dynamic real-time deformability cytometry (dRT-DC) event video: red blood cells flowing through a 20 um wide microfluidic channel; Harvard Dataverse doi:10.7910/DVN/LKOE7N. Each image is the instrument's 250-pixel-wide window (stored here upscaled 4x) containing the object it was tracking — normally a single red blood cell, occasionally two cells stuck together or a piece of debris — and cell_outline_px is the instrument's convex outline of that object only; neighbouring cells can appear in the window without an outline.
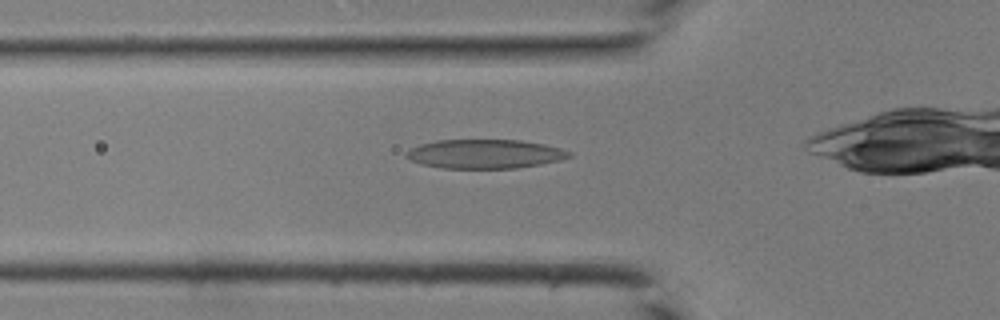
{"species": "common noctule bat (a hibernating species)", "species_latin": "Nyctalus noctula", "temperature_condition": "room temperature", "stored_images_in_passage": 30, "camera_frame_rate_fps": 3000, "um_per_image_px": 0.085, "animal": {"sex": "male", "body_mass_g": 19.0, "forearm_length_mm": 50.8}, "frame": {"image": 1, "passage_image": 8, "time_ms": 2.333, "image_size_px": [1000, 320], "cell_outline_px": [[572, 156], [560, 160], [540, 164], [516, 168], [440, 168], [420, 164], [404, 156], [404, 152], [408, 148], [420, 144], [436, 140], [520, 140], [544, 144], [560, 148], [572, 152]], "centroid_in_image_um": [41.17, 13.08], "position_along_channel_um": 84.6, "area_um2": 27.74}}
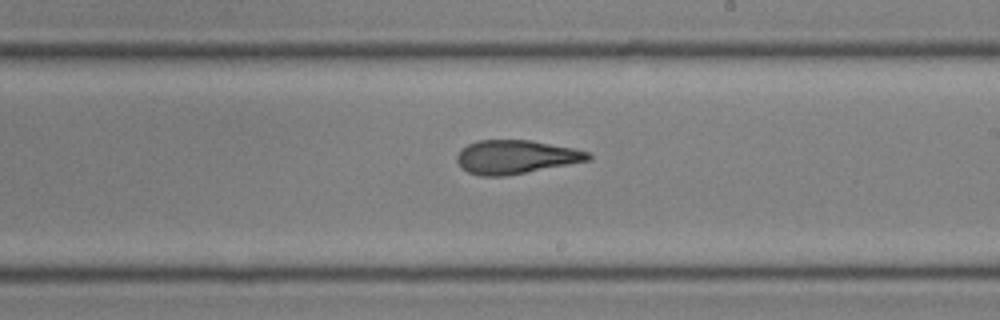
{"frame": {"image": 2, "passage_image": 18, "time_ms": 5.667, "image_size_px": [1000, 320], "cell_outline_px": [[592, 160], [504, 176], [480, 176], [468, 172], [460, 168], [456, 160], [456, 156], [460, 148], [476, 140], [532, 140], [572, 148], [588, 152], [592, 156]], "centroid_in_image_um": [43.8, 13.34], "position_along_channel_um": 245.2, "area_um2": 25.89}}
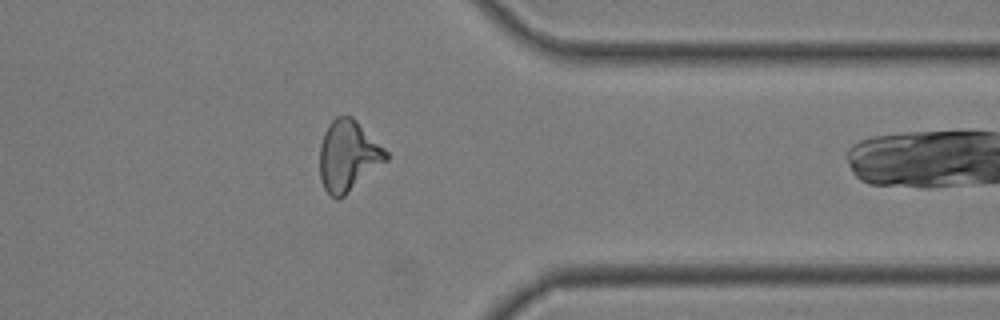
{"frame": {"image": 3, "passage_image": 27, "time_ms": 8.667, "image_size_px": [1000, 320], "cell_outline_px": [[388, 160], [340, 200], [336, 200], [324, 188], [320, 180], [320, 144], [324, 132], [328, 124], [336, 116], [352, 116], [388, 152]], "centroid_in_image_um": [29.58, 13.27], "position_along_channel_um": 381.8, "area_um2": 27.46}}